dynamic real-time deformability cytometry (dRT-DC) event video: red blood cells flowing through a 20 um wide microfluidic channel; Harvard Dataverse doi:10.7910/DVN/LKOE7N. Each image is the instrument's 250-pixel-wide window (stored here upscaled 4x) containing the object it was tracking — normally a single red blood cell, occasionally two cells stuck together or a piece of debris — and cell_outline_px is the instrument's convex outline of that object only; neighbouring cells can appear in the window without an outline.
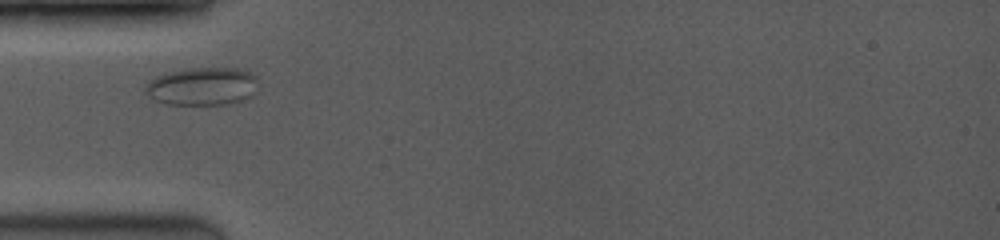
{"species": "common noctule bat (a hibernating species)", "species_latin": "Nyctalus noctula", "temperature_condition": "room temperature", "stored_images_in_passage": 30, "camera_frame_rate_fps": 3500, "um_per_image_px": 0.085, "animal": {"sex": "female", "body_mass_g": 19.0, "forearm_length_mm": 53.3}, "frame": {"image": 1, "passage_image": 1, "time_ms": 0.0, "image_size_px": [1000, 240], "cell_outline_px": [[256, 76], [252, 96], [236, 104], [168, 104], [152, 100], [148, 96], [144, 88], [148, 80], [156, 76], [168, 72], [192, 68], [236, 68], [252, 72]], "centroid_in_image_um": [17.17, 7.34], "position_along_channel_um": 67.8, "area_um2": 25.09}}
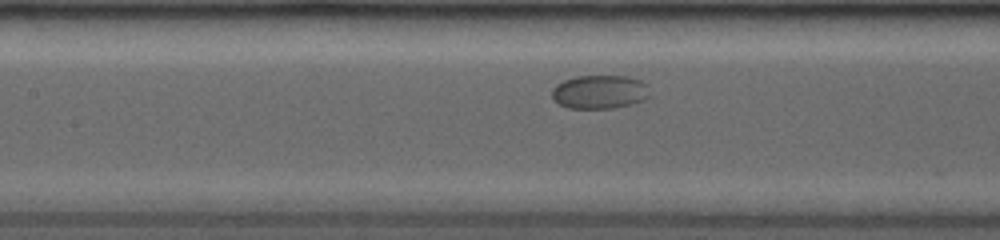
{"frame": {"image": 2, "passage_image": 11, "time_ms": 2.571, "image_size_px": [1000, 240], "cell_outline_px": [[648, 96], [644, 100], [632, 104], [612, 108], [568, 108], [560, 104], [552, 96], [552, 88], [556, 84], [564, 80], [576, 76], [628, 76], [640, 80], [648, 84]], "centroid_in_image_um": [50.98, 7.8], "position_along_channel_um": 156.4, "area_um2": 19.19}}
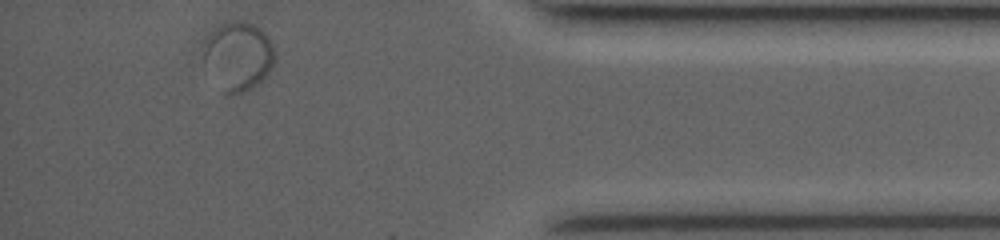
{"frame": {"image": 3, "passage_image": 30, "time_ms": 10.571, "image_size_px": [1000, 240], "cell_outline_px": [[272, 64], [268, 72], [260, 80], [244, 92], [232, 96], [228, 96], [224, 92], [204, 64], [204, 52], [208, 40], [212, 32], [220, 24], [240, 20], [244, 20], [260, 28], [268, 36], [272, 44]], "centroid_in_image_um": [20.23, 4.76], "position_along_channel_um": 415.0, "area_um2": 27.69}}